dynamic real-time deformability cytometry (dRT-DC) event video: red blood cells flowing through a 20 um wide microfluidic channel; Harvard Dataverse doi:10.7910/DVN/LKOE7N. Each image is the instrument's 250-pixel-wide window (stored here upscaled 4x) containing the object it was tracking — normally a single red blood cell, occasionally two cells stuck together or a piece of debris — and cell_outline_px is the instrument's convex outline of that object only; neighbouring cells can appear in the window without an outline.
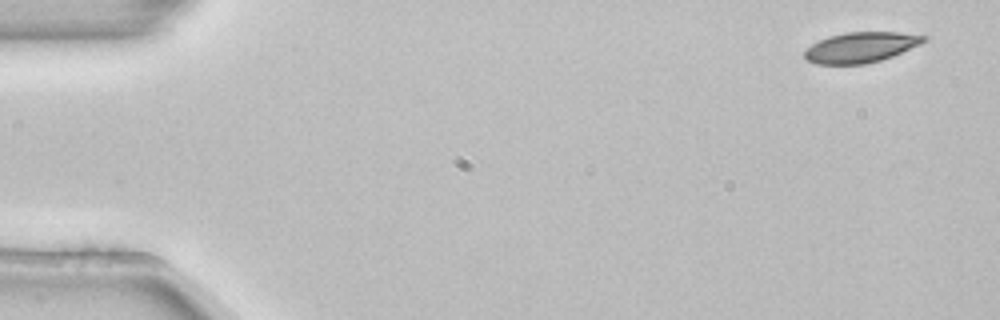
{"species": "common noctule bat (a hibernating species)", "species_latin": "Nyctalus noctula", "temperature_condition": "room temperature", "stored_images_in_passage": 4, "camera_frame_rate_fps": 3000, "um_per_image_px": 0.085, "animal": {"sex": "female", "body_mass_g": 22.7, "forearm_length_mm": 54.2}, "frame": {"image": 1, "passage_image": 1, "time_ms": 0.0, "image_size_px": [1000, 320], "cell_outline_px": [[928, 40], [920, 44], [892, 56], [880, 60], [864, 64], [816, 64], [808, 60], [804, 56], [804, 52], [812, 44], [820, 40], [832, 36], [848, 32], [896, 32], [928, 36]], "centroid_in_image_um": [73.19, 4.02], "position_along_channel_um": 11.8, "area_um2": 20.81}}
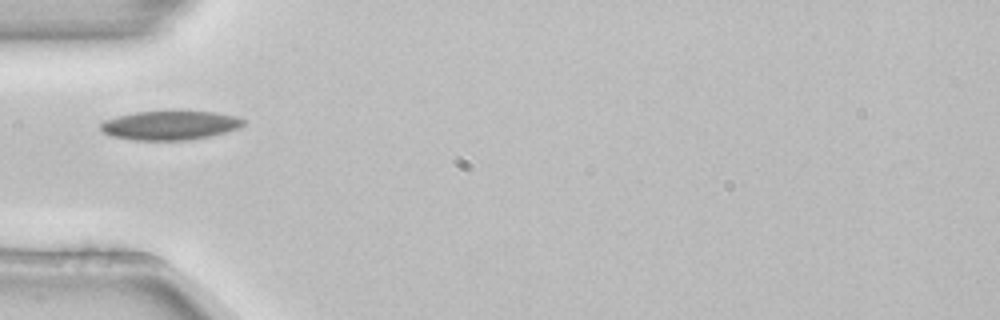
{"frame": {"image": 2, "passage_image": 4, "time_ms": 1.0, "image_size_px": [1000, 320], "cell_outline_px": [[248, 120], [240, 128], [208, 136], [188, 140], [136, 140], [112, 136], [104, 132], [100, 128], [100, 124], [104, 120], [136, 112], [180, 108], [216, 112], [236, 116]], "centroid_in_image_um": [14.52, 10.6], "position_along_channel_um": 70.5, "area_um2": 25.03}}